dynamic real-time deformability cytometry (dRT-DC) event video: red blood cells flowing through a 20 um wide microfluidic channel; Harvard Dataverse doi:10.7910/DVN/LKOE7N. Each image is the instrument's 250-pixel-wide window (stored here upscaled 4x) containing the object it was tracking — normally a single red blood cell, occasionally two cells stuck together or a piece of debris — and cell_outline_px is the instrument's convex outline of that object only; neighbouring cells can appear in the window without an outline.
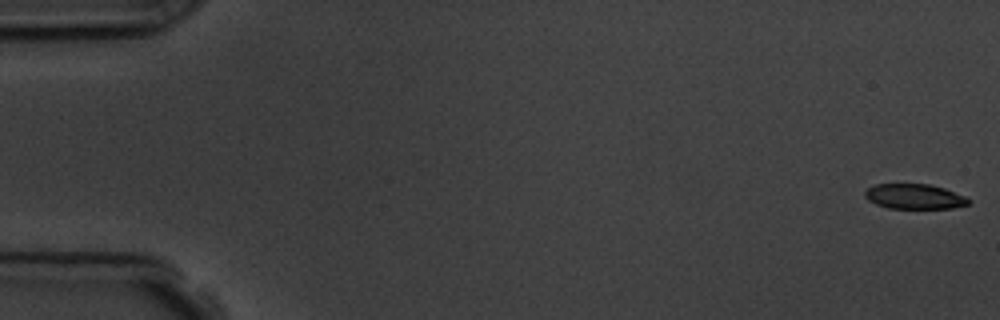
{"species": "common noctule bat (a hibernating species)", "species_latin": "Nyctalus noctula", "temperature_condition": "room temperature", "stored_images_in_passage": 6, "camera_frame_rate_fps": 3000, "um_per_image_px": 0.085, "animal": {"sex": "male", "body_mass_g": 19.5, "forearm_length_mm": 54.6}, "frame": {"image": 1, "passage_image": 1, "time_ms": 0.0, "image_size_px": [1000, 320], "cell_outline_px": [[968, 204], [952, 208], [888, 208], [876, 204], [868, 200], [864, 196], [864, 192], [868, 188], [876, 184], [928, 184], [944, 188], [964, 196], [968, 200]], "centroid_in_image_um": [77.68, 16.7], "position_along_channel_um": 7.3, "area_um2": 14.91}}
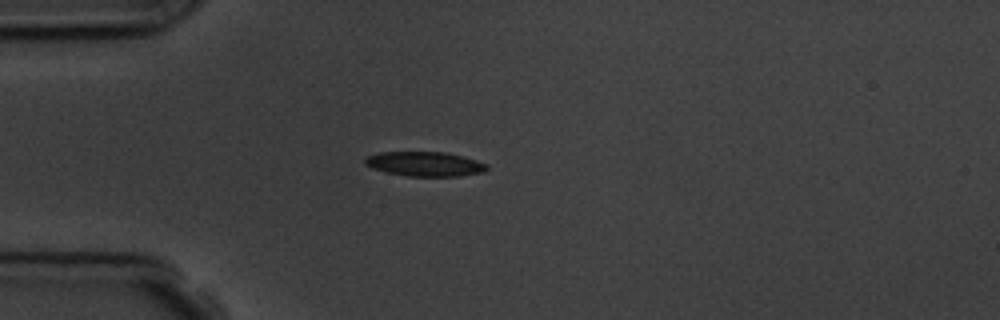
{"frame": {"image": 2, "passage_image": 5, "time_ms": 4.667, "image_size_px": [1000, 320], "cell_outline_px": [[488, 168], [484, 172], [460, 176], [408, 176], [384, 172], [372, 168], [364, 164], [364, 160], [368, 156], [380, 152], [444, 152], [476, 160], [488, 164]], "centroid_in_image_um": [36.1, 13.94], "position_along_channel_um": 48.9, "area_um2": 17.4}}